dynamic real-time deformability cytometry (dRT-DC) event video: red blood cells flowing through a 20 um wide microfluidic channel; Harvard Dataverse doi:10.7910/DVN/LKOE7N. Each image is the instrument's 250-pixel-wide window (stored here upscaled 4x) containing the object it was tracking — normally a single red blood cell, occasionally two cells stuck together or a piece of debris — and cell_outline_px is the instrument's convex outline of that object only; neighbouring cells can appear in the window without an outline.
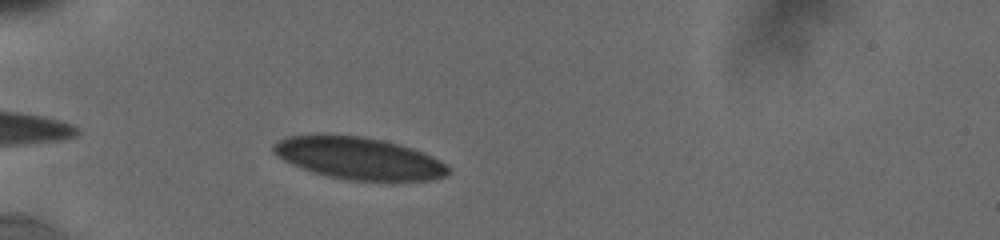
{"species": "human", "species_latin": "Homo sapiens", "temperature_condition": "cold", "stored_images_in_passage": 5, "camera_frame_rate_fps": 3000, "um_per_image_px": 0.085, "donor": {"sex": "male"}, "frame": {"image": 1, "passage_image": 4, "time_ms": 2.667, "image_size_px": [1000, 240], "cell_outline_px": [[448, 172], [444, 176], [428, 180], [348, 180], [328, 176], [312, 172], [292, 164], [284, 160], [272, 152], [272, 148], [280, 140], [288, 136], [316, 132], [328, 132], [364, 136], [384, 140], [400, 144], [412, 148], [432, 156], [440, 160], [448, 168]], "centroid_in_image_um": [30.42, 13.4], "position_along_channel_um": 54.6, "area_um2": 43.35}}